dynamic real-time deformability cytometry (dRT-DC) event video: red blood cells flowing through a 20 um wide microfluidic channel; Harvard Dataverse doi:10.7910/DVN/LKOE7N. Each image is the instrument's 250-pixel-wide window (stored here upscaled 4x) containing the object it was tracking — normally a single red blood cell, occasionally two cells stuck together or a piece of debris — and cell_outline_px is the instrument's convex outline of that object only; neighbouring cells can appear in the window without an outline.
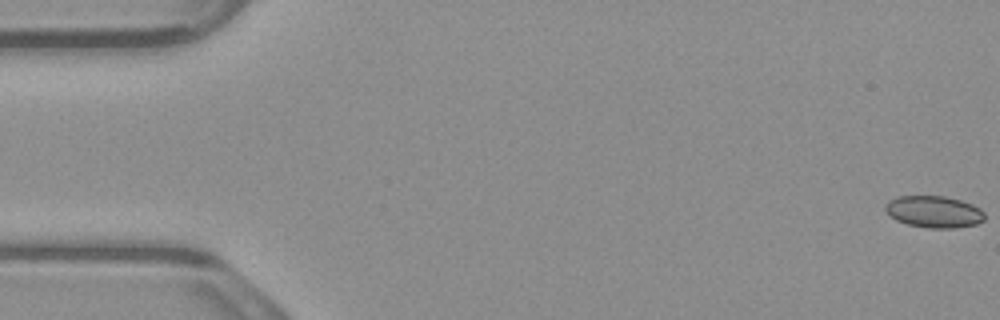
{"species": "common noctule bat (a hibernating species)", "species_latin": "Nyctalus noctula", "temperature_condition": "warm", "stored_images_in_passage": 12, "camera_frame_rate_fps": 3000, "um_per_image_px": 0.085, "animal": {"sex": "male", "body_mass_g": 23.1, "forearm_length_mm": 52.7}, "frame": {"image": 1, "passage_image": 1, "time_ms": 0.0, "image_size_px": [1000, 320], "cell_outline_px": [[984, 220], [976, 224], [952, 228], [928, 228], [908, 224], [896, 220], [884, 208], [884, 204], [888, 200], [896, 196], [944, 196], [960, 200], [972, 204], [980, 208], [984, 212]], "centroid_in_image_um": [79.38, 17.99], "position_along_channel_um": 5.6, "area_um2": 18.38}}